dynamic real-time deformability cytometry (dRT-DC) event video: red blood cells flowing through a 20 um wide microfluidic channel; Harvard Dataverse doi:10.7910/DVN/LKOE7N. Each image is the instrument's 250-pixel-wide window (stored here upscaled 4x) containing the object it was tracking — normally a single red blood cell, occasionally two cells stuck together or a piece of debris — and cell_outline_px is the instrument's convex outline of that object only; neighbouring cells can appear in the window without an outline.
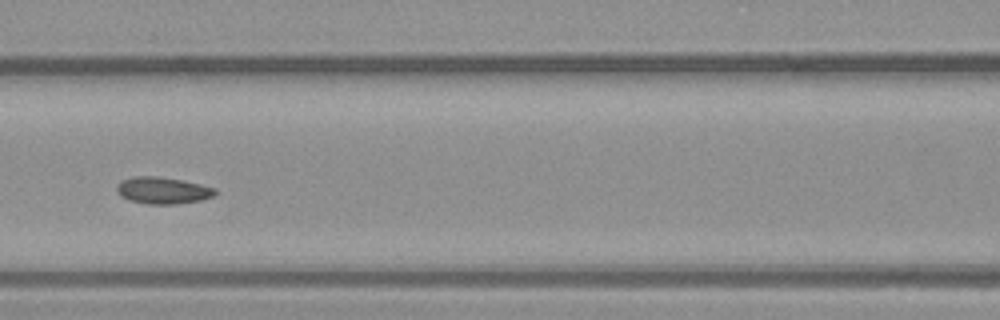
{"species": "common noctule bat (a hibernating species)", "species_latin": "Nyctalus noctula", "temperature_condition": "warm", "stored_images_in_passage": 11, "camera_frame_rate_fps": 3000, "um_per_image_px": 0.085, "animal": {"sex": "male", "body_mass_g": 23.1, "forearm_length_mm": 52.7}, "frame": {"image": 1, "passage_image": 7, "time_ms": 2.0, "image_size_px": [1000, 320], "cell_outline_px": [[216, 192], [212, 196], [200, 200], [176, 204], [148, 204], [128, 200], [120, 196], [116, 188], [116, 184], [120, 180], [132, 176], [156, 176], [184, 180], [216, 188]], "centroid_in_image_um": [13.78, 16.17], "position_along_channel_um": 152.8, "area_um2": 15.49}}